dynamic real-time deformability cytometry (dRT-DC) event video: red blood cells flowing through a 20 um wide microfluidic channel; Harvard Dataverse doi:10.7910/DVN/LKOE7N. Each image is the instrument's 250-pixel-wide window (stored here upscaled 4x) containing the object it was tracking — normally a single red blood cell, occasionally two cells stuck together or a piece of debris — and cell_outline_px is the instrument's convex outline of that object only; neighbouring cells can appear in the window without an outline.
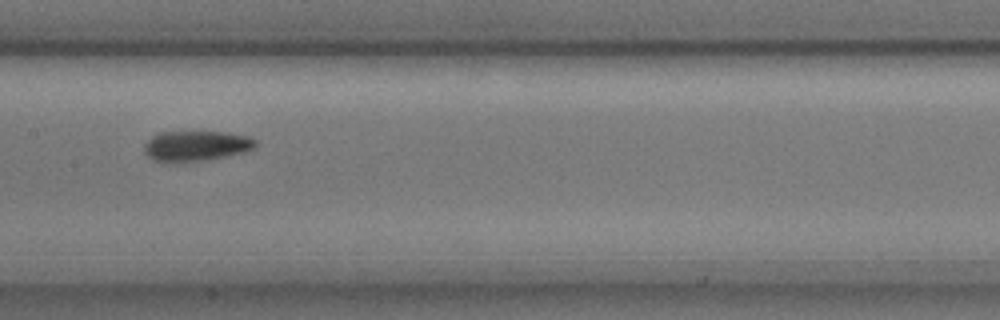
{"species": "common noctule bat (a hibernating species)", "species_latin": "Nyctalus noctula", "temperature_condition": "cold", "stored_images_in_passage": 10, "camera_frame_rate_fps": 3000, "um_per_image_px": 0.085, "animal": {"sex": "male", "body_mass_g": 17.9, "forearm_length_mm": 54.2}, "frame": {"image": 1, "passage_image": 7, "time_ms": 2.0, "image_size_px": [1000, 320], "cell_outline_px": [[260, 144], [256, 148], [244, 152], [212, 160], [168, 164], [152, 160], [144, 152], [144, 144], [152, 136], [160, 132], [224, 132], [248, 136], [256, 140]], "centroid_in_image_um": [16.68, 12.44], "position_along_channel_um": 190.7, "area_um2": 20.35}}
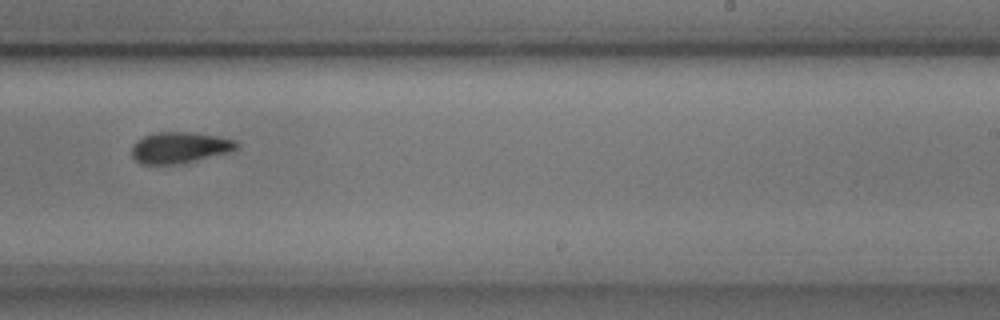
{"frame": {"image": 2, "passage_image": 9, "time_ms": 2.667, "image_size_px": [1000, 320], "cell_outline_px": [[240, 144], [232, 152], [176, 164], [140, 164], [132, 156], [132, 144], [136, 140], [144, 136], [156, 132], [188, 132], [216, 136], [236, 140]], "centroid_in_image_um": [15.26, 12.54], "position_along_channel_um": 273.7, "area_um2": 19.02}}
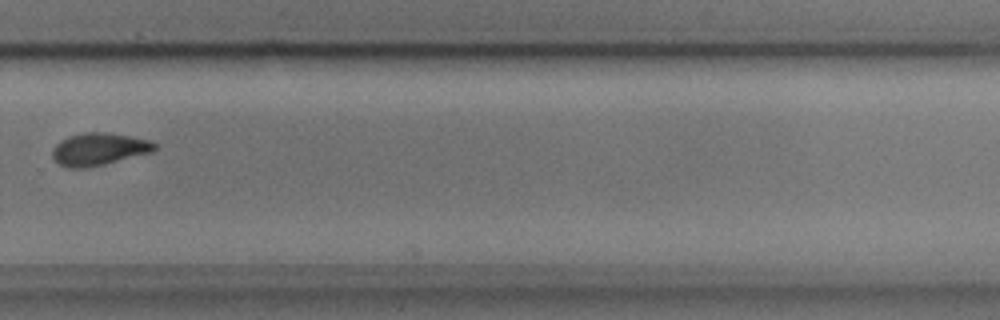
{"frame": {"image": 3, "passage_image": 10, "time_ms": 3.0, "image_size_px": [1000, 320], "cell_outline_px": [[156, 148], [152, 152], [88, 168], [68, 168], [60, 164], [52, 156], [52, 148], [60, 140], [68, 136], [84, 132], [104, 132], [152, 140], [156, 144]], "centroid_in_image_um": [8.39, 12.67], "position_along_channel_um": 321.4, "area_um2": 19.31}}